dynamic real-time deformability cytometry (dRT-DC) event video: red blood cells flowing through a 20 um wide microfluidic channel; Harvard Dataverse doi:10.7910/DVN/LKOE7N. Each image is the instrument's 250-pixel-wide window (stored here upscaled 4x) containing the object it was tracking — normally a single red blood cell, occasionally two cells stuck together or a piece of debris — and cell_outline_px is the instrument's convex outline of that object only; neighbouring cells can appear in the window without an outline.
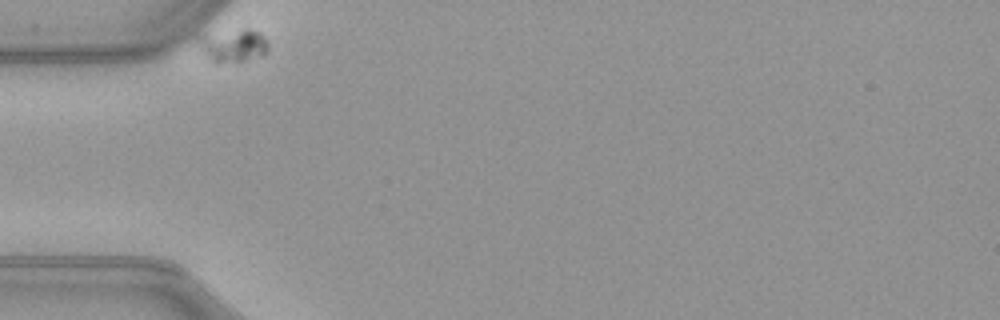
{"species": "common noctule bat (a hibernating species)", "species_latin": "Nyctalus noctula", "temperature_condition": "warm", "stored_images_in_passage": 36, "camera_frame_rate_fps": 3000, "um_per_image_px": 0.085, "animal": {"sex": "female", "body_mass_g": 21.9}, "frame": {"image": 1, "passage_image": 1, "time_ms": 0.0, "image_size_px": [1000, 320], "cell_outline_px": [[268, 52], [264, 56], [244, 60], [216, 64], [212, 64], [196, 40], [196, 36], [200, 32], [260, 32], [268, 44]], "centroid_in_image_um": [19.73, 3.91], "position_along_channel_um": 65.3, "area_um2": 13.29}}
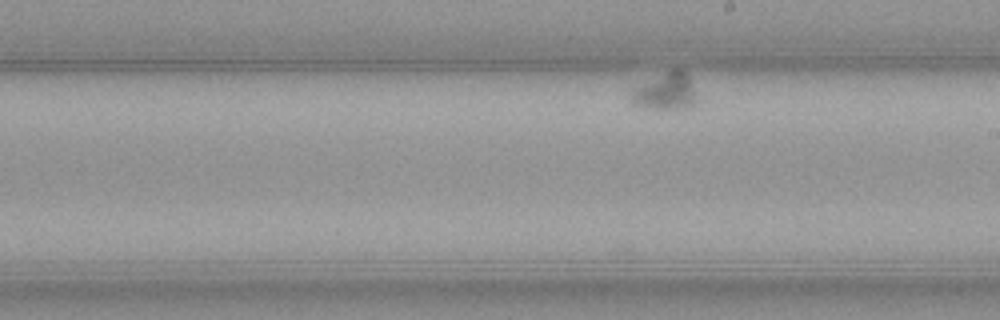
{"frame": {"image": 2, "passage_image": 21, "time_ms": 6.667, "image_size_px": [1000, 320], "cell_outline_px": [[696, 100], [688, 108], [640, 108], [632, 104], [628, 100], [632, 88], [676, 68], [680, 68], [688, 76]], "centroid_in_image_um": [56.48, 7.8], "position_along_channel_um": 232.5, "area_um2": 13.81}}
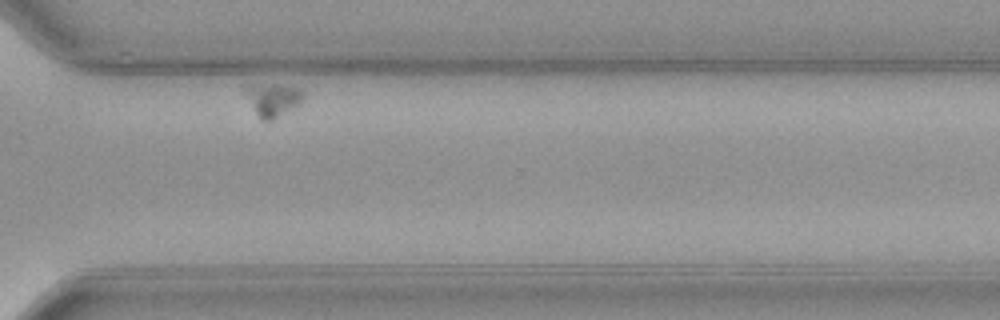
{"frame": {"image": 3, "passage_image": 33, "time_ms": 10.667, "image_size_px": [1000, 320], "cell_outline_px": [[304, 100], [300, 104], [268, 120], [264, 120], [256, 112], [244, 92], [244, 88], [248, 84], [280, 84], [304, 88]], "centroid_in_image_um": [23.24, 8.38], "position_along_channel_um": 347.4, "area_um2": 11.04}}